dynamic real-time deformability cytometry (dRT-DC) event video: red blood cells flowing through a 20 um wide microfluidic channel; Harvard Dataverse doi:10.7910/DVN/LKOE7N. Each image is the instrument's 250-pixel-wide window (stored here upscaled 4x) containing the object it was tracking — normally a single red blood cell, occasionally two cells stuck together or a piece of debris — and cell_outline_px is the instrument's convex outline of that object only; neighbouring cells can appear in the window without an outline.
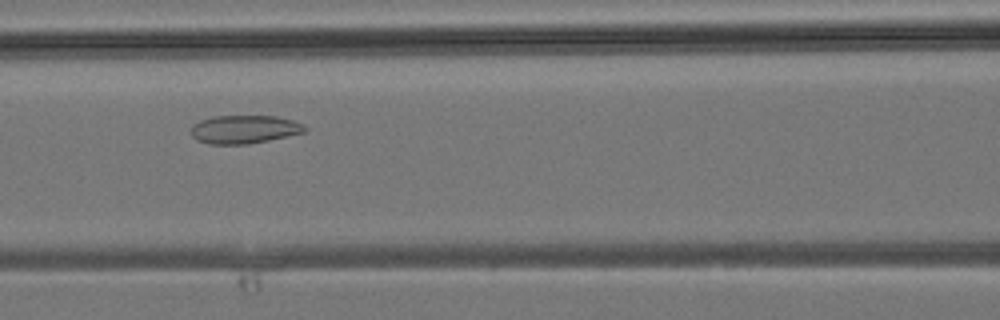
{"species": "common noctule bat (a hibernating species)", "species_latin": "Nyctalus noctula", "temperature_condition": "room temperature", "stored_images_in_passage": 24, "camera_frame_rate_fps": 3000, "um_per_image_px": 0.085, "animal": {"sex": "male", "body_mass_g": 19.2, "forearm_length_mm": 51.8}, "frame": {"image": 1, "passage_image": 7, "time_ms": 2.0, "image_size_px": [1000, 320], "cell_outline_px": [[308, 128], [304, 132], [288, 136], [248, 144], [208, 144], [196, 140], [192, 136], [192, 124], [200, 120], [212, 116], [276, 116], [292, 120], [304, 124]], "centroid_in_image_um": [20.75, 10.99], "position_along_channel_um": 145.8, "area_um2": 18.84}}
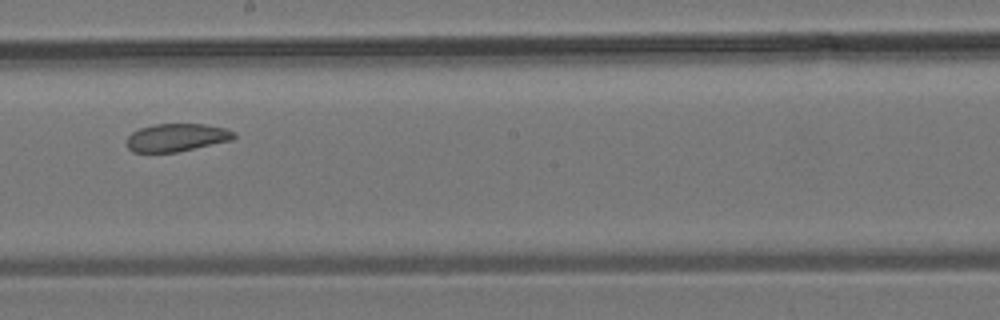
{"frame": {"image": 2, "passage_image": 12, "time_ms": 3.667, "image_size_px": [1000, 320], "cell_outline_px": [[236, 136], [232, 140], [176, 152], [132, 152], [128, 148], [128, 136], [132, 132], [140, 128], [156, 124], [204, 124], [228, 128], [236, 132]], "centroid_in_image_um": [15.05, 11.68], "position_along_channel_um": 233.1, "area_um2": 17.4}}
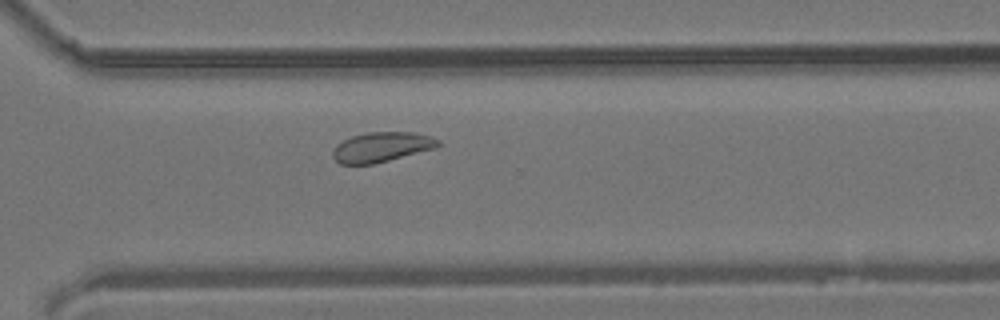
{"frame": {"image": 3, "passage_image": 18, "time_ms": 5.667, "image_size_px": [1000, 320], "cell_outline_px": [[440, 144], [436, 148], [372, 164], [340, 164], [332, 156], [332, 152], [336, 144], [352, 136], [368, 132], [412, 132], [432, 136], [440, 140]], "centroid_in_image_um": [32.44, 12.49], "position_along_channel_um": 338.2, "area_um2": 18.26}}